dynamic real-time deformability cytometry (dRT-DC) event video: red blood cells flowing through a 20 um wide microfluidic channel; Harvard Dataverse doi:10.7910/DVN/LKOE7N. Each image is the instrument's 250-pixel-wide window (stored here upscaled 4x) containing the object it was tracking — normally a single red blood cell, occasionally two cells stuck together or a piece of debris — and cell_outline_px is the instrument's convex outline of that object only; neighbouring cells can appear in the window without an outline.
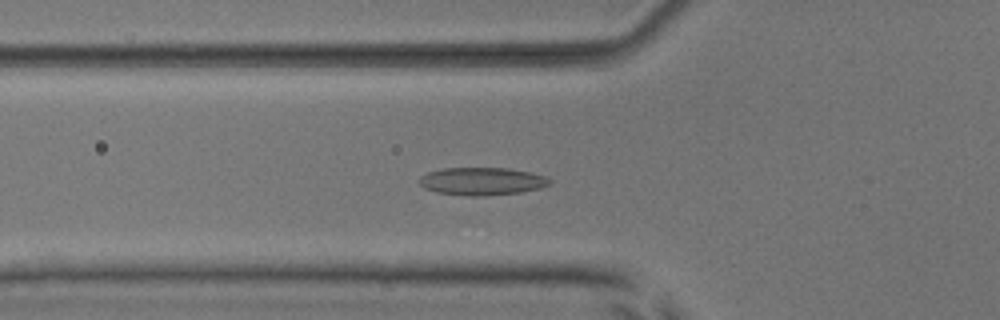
{"species": "common noctule bat (a hibernating species)", "species_latin": "Nyctalus noctula", "temperature_condition": "room temperature", "stored_images_in_passage": 50, "camera_frame_rate_fps": 3000, "um_per_image_px": 0.085, "animal": {"sex": "male", "body_mass_g": 17.9, "forearm_length_mm": 54.2}, "frame": {"image": 1, "passage_image": 16, "time_ms": 5.0, "image_size_px": [1000, 320], "cell_outline_px": [[552, 184], [540, 188], [520, 192], [484, 196], [468, 196], [436, 192], [424, 188], [416, 180], [420, 176], [428, 172], [444, 168], [508, 168], [548, 176], [552, 180]], "centroid_in_image_um": [40.97, 15.41], "position_along_channel_um": 84.8, "area_um2": 21.27}}
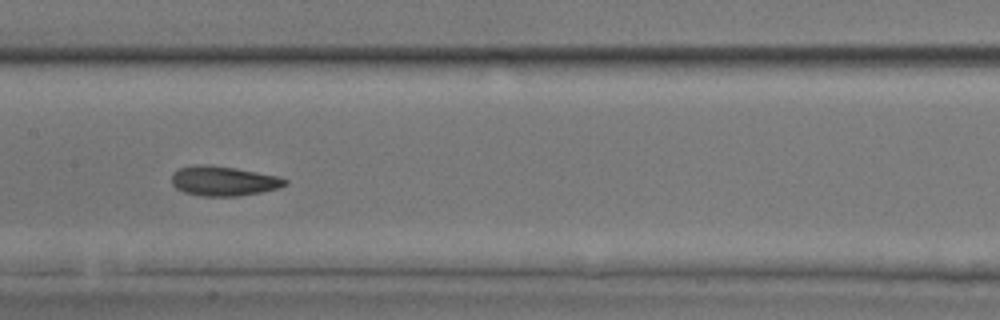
{"frame": {"image": 2, "passage_image": 24, "time_ms": 7.667, "image_size_px": [1000, 320], "cell_outline_px": [[288, 184], [280, 188], [240, 196], [200, 196], [184, 192], [176, 188], [172, 184], [172, 176], [180, 168], [196, 164], [208, 164], [236, 168], [276, 176], [288, 180]], "centroid_in_image_um": [19.01, 15.39], "position_along_channel_um": 188.4, "area_um2": 19.59}}
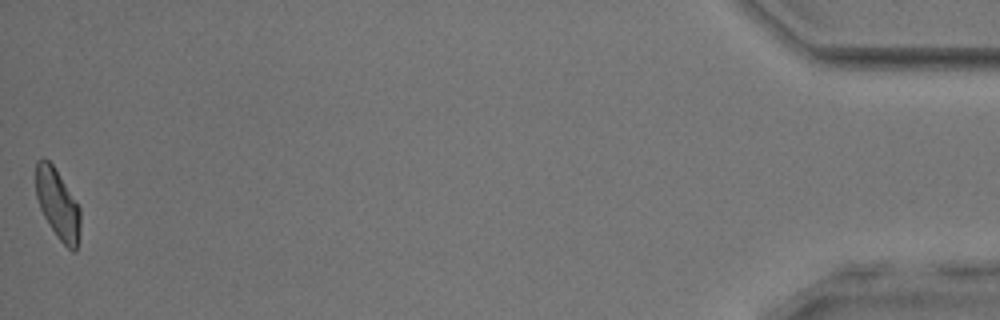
{"frame": {"image": 3, "passage_image": 50, "time_ms": 16.333, "image_size_px": [1000, 320], "cell_outline_px": [[80, 236], [76, 252], [72, 252], [56, 236], [48, 224], [40, 208], [36, 196], [36, 160], [44, 156], [52, 164], [80, 208]], "centroid_in_image_um": [4.9, 17.38], "position_along_channel_um": 430.3, "area_um2": 18.15}, "authors_computed_cell_mechanics": {"area_um2": 19.4786, "velocity_mm_per_s": 3.8762, "shape_relaxation_time_tau1_ms": 4.0768, "shape_relaxation_time_tau2_ms": 2.4194, "deformation_change_tau1": 0.1178, "deformation_change_tau2": 0.0803}}